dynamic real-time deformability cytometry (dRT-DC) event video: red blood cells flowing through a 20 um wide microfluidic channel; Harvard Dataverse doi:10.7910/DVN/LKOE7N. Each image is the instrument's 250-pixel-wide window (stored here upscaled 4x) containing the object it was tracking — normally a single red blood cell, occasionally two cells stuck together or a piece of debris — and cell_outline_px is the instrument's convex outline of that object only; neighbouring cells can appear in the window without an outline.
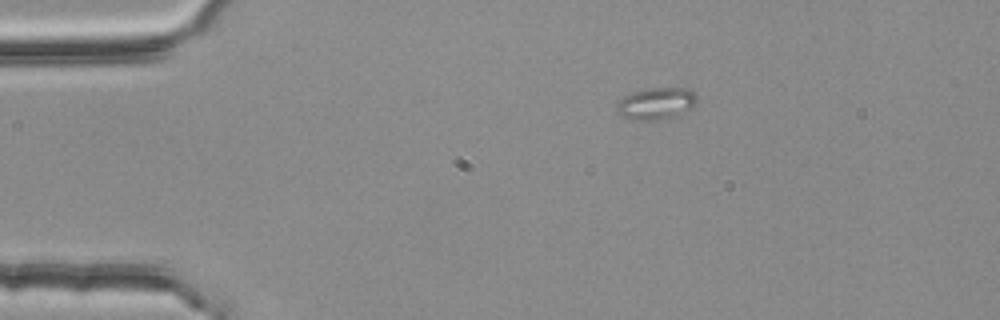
{"species": "common noctule bat (a hibernating species)", "species_latin": "Nyctalus noctula", "temperature_condition": "room temperature", "stored_images_in_passage": 2, "camera_frame_rate_fps": 3000, "um_per_image_px": 0.085, "animal": {"sex": "female", "body_mass_g": 25.1}, "frame": {"image": 1, "passage_image": 2, "time_ms": 0.333, "image_size_px": [1000, 320], "cell_outline_px": [[696, 100], [692, 108], [660, 120], [628, 120], [620, 116], [616, 108], [616, 104], [624, 96], [632, 92], [652, 88], [684, 88], [692, 92], [696, 96]], "centroid_in_image_um": [55.7, 8.81], "position_along_channel_um": 29.3, "area_um2": 14.68}}